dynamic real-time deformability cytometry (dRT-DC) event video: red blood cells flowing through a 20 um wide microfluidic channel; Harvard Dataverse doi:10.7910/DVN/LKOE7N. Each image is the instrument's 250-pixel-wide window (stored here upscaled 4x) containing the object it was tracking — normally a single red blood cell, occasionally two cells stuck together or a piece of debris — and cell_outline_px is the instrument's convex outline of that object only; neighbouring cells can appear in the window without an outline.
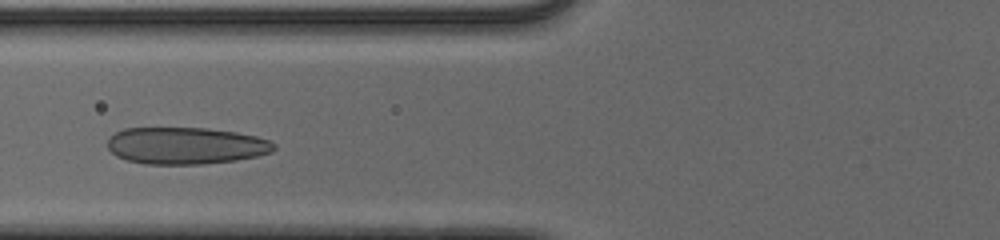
{"species": "human", "species_latin": "Homo sapiens", "temperature_condition": "cold", "stored_images_in_passage": 38, "camera_frame_rate_fps": 3000, "um_per_image_px": 0.085, "donor": {"sex": "male"}, "frame": {"image": 1, "passage_image": 12, "time_ms": 3.667, "image_size_px": [1000, 240], "cell_outline_px": [[276, 148], [272, 152], [256, 156], [236, 160], [204, 164], [144, 164], [128, 160], [116, 156], [108, 148], [108, 136], [124, 128], [208, 128], [236, 132], [256, 136], [268, 140], [276, 144]], "centroid_in_image_um": [15.79, 12.38], "position_along_channel_um": 110.0, "area_um2": 35.95}}
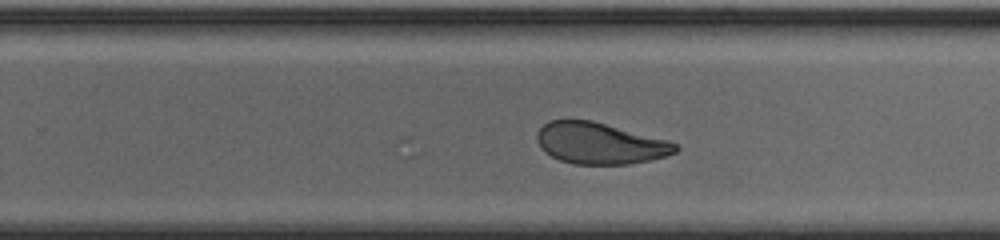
{"frame": {"image": 2, "passage_image": 25, "time_ms": 8.0, "image_size_px": [1000, 240], "cell_outline_px": [[680, 148], [676, 152], [664, 156], [648, 160], [628, 164], [572, 164], [560, 160], [544, 152], [540, 148], [536, 140], [536, 132], [544, 124], [552, 120], [592, 120], [668, 140], [676, 144]], "centroid_in_image_um": [50.96, 12.18], "position_along_channel_um": 278.8, "area_um2": 33.35}}
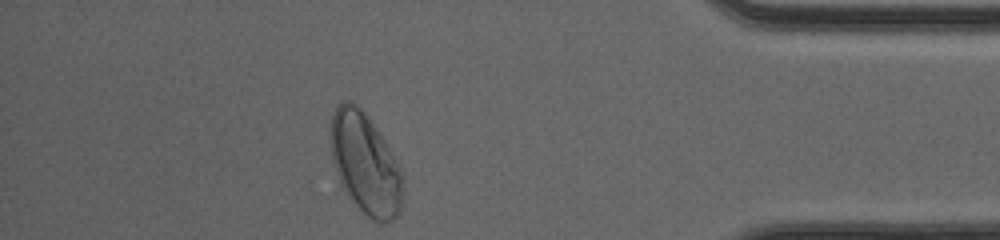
{"frame": {"image": 3, "passage_image": 37, "time_ms": 12.0, "image_size_px": [1000, 240], "cell_outline_px": [[400, 208], [396, 216], [392, 220], [380, 224], [372, 220], [356, 208], [340, 188], [332, 160], [328, 136], [328, 132], [332, 112], [344, 100], [348, 100], [356, 104], [364, 112], [380, 132], [400, 172]], "centroid_in_image_um": [30.94, 13.91], "position_along_channel_um": 404.3, "area_um2": 42.66}, "authors_computed_cell_mechanics": {"area_um2": 35.5181, "velocity_mm_per_s": 3.9077, "shape_relaxation_time_tau1_ms": null, "shape_relaxation_time_tau2_ms": 0.7094, "deformation_change_tau1": null, "deformation_change_tau2": 0.0635}}